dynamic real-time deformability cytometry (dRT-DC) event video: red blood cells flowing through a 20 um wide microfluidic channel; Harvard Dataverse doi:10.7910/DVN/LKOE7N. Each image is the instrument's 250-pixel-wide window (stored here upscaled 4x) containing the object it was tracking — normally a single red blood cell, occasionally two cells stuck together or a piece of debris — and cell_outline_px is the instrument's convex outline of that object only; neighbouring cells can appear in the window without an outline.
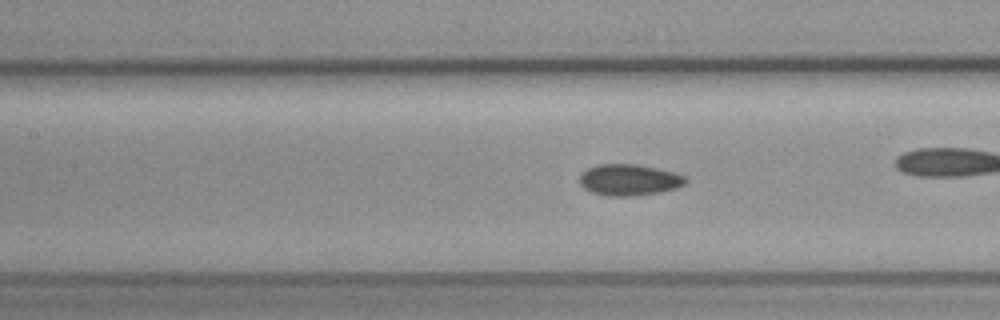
{"species": "common noctule bat (a hibernating species)", "species_latin": "Nyctalus noctula", "temperature_condition": "cold", "stored_images_in_passage": 57, "camera_frame_rate_fps": 3000, "um_per_image_px": 0.085, "animal": {"sex": "female", "body_mass_g": 19.3, "forearm_length_mm": 54.1}, "frame": {"image": 1, "passage_image": 25, "time_ms": 8.0, "image_size_px": [1000, 320], "cell_outline_px": [[688, 180], [684, 184], [676, 188], [660, 192], [628, 196], [608, 196], [592, 192], [584, 188], [580, 184], [580, 172], [596, 164], [636, 164], [656, 168], [688, 176]], "centroid_in_image_um": [53.47, 15.28], "position_along_channel_um": 153.9, "area_um2": 19.36}}
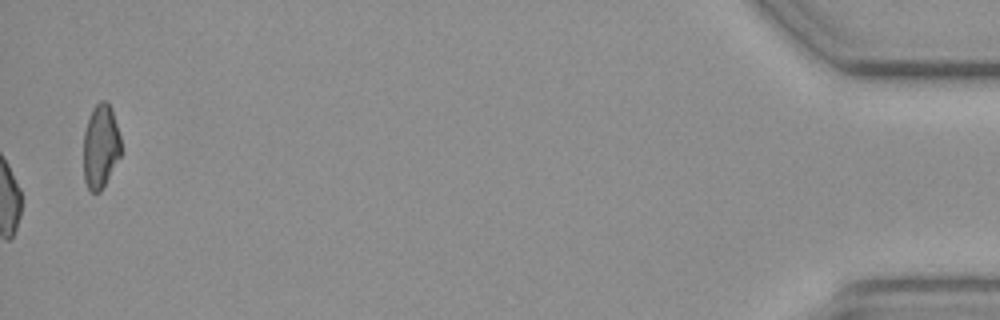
{"frame": {"image": 2, "passage_image": 57, "time_ms": 18.667, "image_size_px": [1000, 320], "cell_outline_px": [[120, 156], [100, 192], [92, 192], [88, 188], [84, 180], [84, 132], [92, 108], [100, 100], [104, 100], [112, 108], [120, 136]], "centroid_in_image_um": [8.54, 12.42], "position_along_channel_um": 426.7, "area_um2": 18.15}, "authors_computed_cell_mechanics": {"area_um2": 18.785, "velocity_mm_per_s": 3.7205, "shape_relaxation_time_tau1_ms": null, "shape_relaxation_time_tau2_ms": 5.262, "deformation_change_tau1": null, "deformation_change_tau2": 0.0916}}